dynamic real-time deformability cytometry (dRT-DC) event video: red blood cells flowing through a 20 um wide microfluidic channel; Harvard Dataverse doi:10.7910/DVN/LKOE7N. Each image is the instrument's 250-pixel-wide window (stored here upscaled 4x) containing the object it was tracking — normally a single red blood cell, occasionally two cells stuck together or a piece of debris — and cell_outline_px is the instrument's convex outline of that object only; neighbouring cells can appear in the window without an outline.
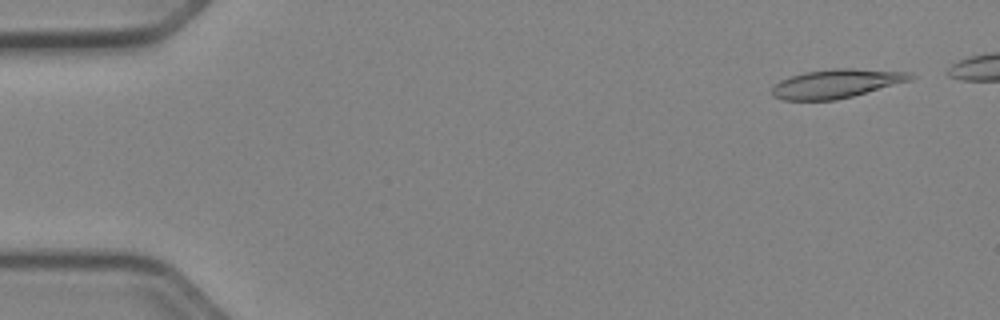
{"species": "Egyptian fruit bat (a non-hibernating species)", "species_latin": "Rousettus aegyptiacus", "temperature_condition": "cold", "stored_images_in_passage": 46, "camera_frame_rate_fps": 3000, "um_per_image_px": 0.085, "animal": {"sex": "female"}, "frame": {"image": 1, "passage_image": 3, "time_ms": 0.667, "image_size_px": [1000, 320], "cell_outline_px": [[916, 76], [912, 80], [852, 96], [836, 100], [784, 100], [772, 96], [772, 88], [780, 80], [804, 72], [832, 68], [852, 68], [912, 72]], "centroid_in_image_um": [71.12, 7.1], "position_along_channel_um": 13.9, "area_um2": 23.29}}
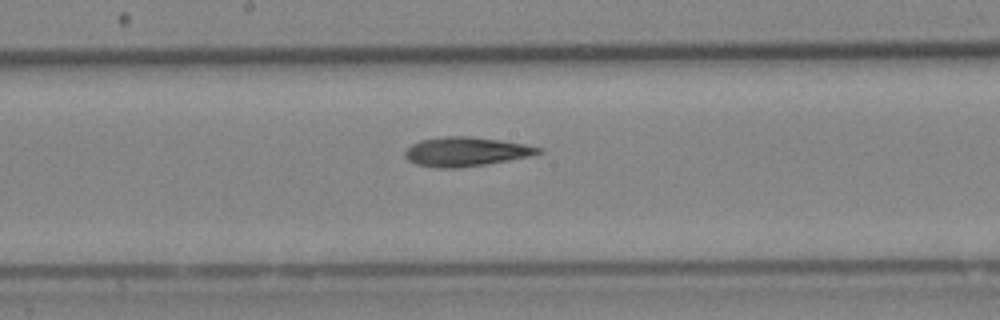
{"frame": {"image": 2, "passage_image": 27, "time_ms": 8.667, "image_size_px": [1000, 320], "cell_outline_px": [[544, 152], [532, 156], [484, 164], [456, 168], [436, 168], [416, 164], [408, 160], [404, 156], [404, 152], [412, 144], [420, 140], [444, 136], [468, 136], [500, 140], [524, 144], [544, 148]], "centroid_in_image_um": [39.61, 12.89], "position_along_channel_um": 208.6, "area_um2": 22.72}}
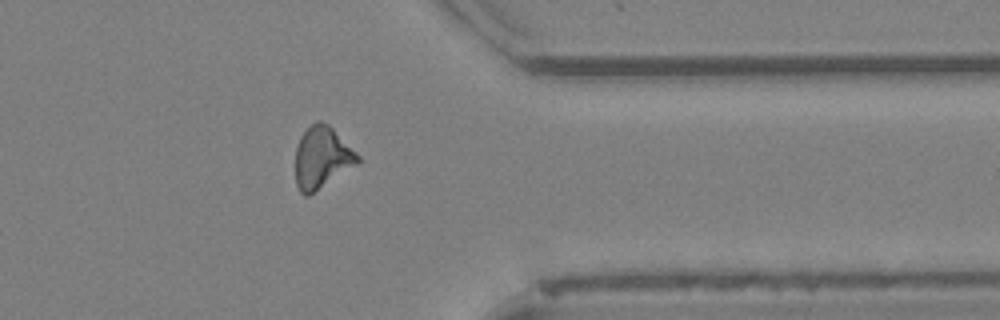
{"frame": {"image": 3, "passage_image": 41, "time_ms": 13.333, "image_size_px": [1000, 320], "cell_outline_px": [[360, 160], [356, 164], [308, 196], [304, 196], [300, 192], [296, 184], [296, 148], [300, 136], [316, 120], [320, 120], [328, 124], [360, 156]], "centroid_in_image_um": [27.34, 13.39], "position_along_channel_um": 384.1, "area_um2": 22.02}}